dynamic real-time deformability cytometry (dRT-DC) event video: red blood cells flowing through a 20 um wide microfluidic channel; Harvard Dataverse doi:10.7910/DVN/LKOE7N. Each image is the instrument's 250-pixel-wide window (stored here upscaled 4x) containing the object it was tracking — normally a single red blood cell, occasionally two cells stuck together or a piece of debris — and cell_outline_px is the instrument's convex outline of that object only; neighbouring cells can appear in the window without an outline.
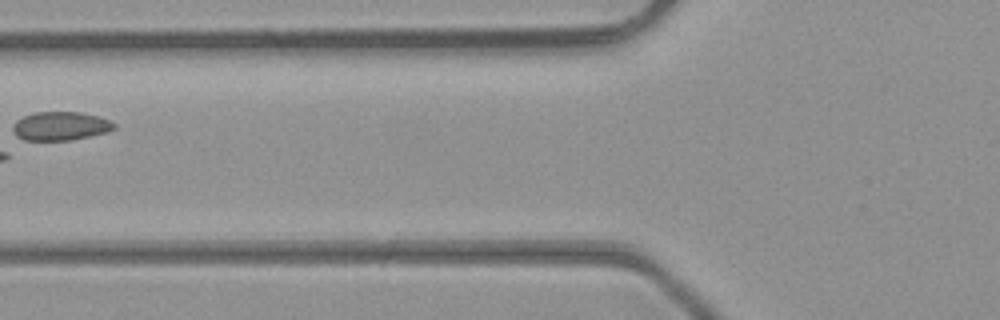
{"species": "common noctule bat (a hibernating species)", "species_latin": "Nyctalus noctula", "temperature_condition": "room temperature", "stored_images_in_passage": 3, "camera_frame_rate_fps": 3000, "um_per_image_px": 0.085, "animal": {"sex": "male", "body_mass_g": 23.1, "forearm_length_mm": 52.7}, "frame": {"image": 1, "passage_image": 3, "time_ms": 0.667, "image_size_px": [1000, 320], "cell_outline_px": [[116, 128], [108, 132], [72, 140], [24, 140], [16, 136], [12, 128], [12, 124], [16, 120], [32, 112], [80, 112], [112, 120], [116, 124]], "centroid_in_image_um": [5.15, 10.71], "position_along_channel_um": 120.7, "area_um2": 17.11}}